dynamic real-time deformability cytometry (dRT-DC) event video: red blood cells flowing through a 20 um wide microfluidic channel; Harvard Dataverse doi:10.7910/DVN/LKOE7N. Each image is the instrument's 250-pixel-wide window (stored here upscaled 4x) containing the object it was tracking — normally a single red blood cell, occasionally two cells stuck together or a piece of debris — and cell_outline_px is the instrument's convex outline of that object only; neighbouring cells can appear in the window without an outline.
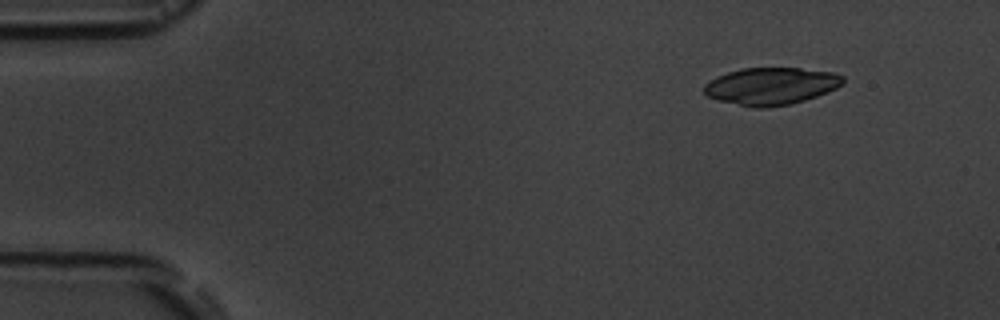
{"species": "common noctule bat (a hibernating species)", "species_latin": "Nyctalus noctula", "temperature_condition": "room temperature", "stored_images_in_passage": 5, "camera_frame_rate_fps": 3000, "um_per_image_px": 0.085, "animal": {"sex": "male", "body_mass_g": 19.5, "forearm_length_mm": 54.6}, "frame": {"image": 1, "passage_image": 2, "time_ms": 1.333, "image_size_px": [1000, 320], "cell_outline_px": [[844, 84], [828, 92], [792, 104], [768, 108], [752, 108], [720, 100], [708, 96], [704, 92], [704, 84], [716, 76], [740, 68], [800, 68], [832, 72], [844, 76]], "centroid_in_image_um": [65.55, 7.32], "position_along_channel_um": 19.4, "area_um2": 30.29}}